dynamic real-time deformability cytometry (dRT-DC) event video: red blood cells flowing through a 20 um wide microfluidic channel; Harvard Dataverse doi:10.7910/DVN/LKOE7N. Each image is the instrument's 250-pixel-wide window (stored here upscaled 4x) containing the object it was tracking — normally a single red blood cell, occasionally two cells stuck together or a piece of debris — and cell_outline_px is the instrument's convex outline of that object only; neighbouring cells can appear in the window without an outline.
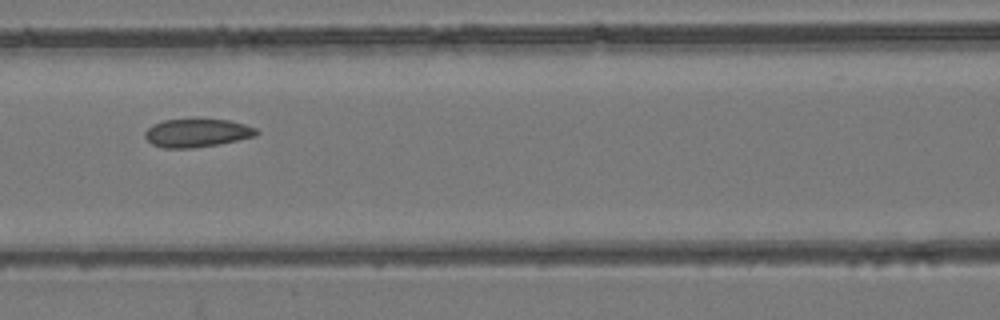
{"species": "common noctule bat (a hibernating species)", "species_latin": "Nyctalus noctula", "temperature_condition": "room temperature", "stored_images_in_passage": 8, "camera_frame_rate_fps": 3000, "um_per_image_px": 0.085, "animal": {"sex": "female", "body_mass_g": 24.6, "forearm_length_mm": 56.2}, "frame": {"image": 1, "passage_image": 6, "time_ms": 7.0, "image_size_px": [1000, 320], "cell_outline_px": [[260, 132], [256, 136], [216, 144], [192, 148], [164, 148], [152, 144], [144, 136], [144, 132], [152, 124], [164, 120], [228, 120], [244, 124], [256, 128]], "centroid_in_image_um": [16.73, 11.3], "position_along_channel_um": 149.9, "area_um2": 18.09}}
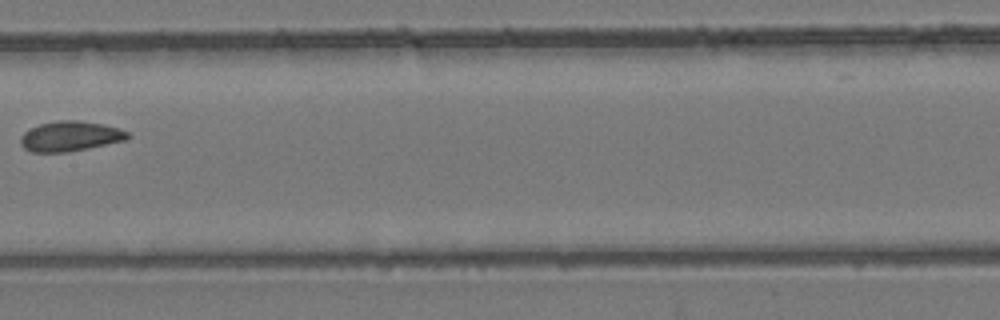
{"frame": {"image": 2, "passage_image": 7, "time_ms": 8.333, "image_size_px": [1000, 320], "cell_outline_px": [[132, 136], [128, 140], [68, 152], [32, 152], [24, 148], [20, 144], [20, 136], [24, 132], [40, 124], [56, 120], [76, 120], [100, 124], [120, 128], [128, 132]], "centroid_in_image_um": [5.99, 11.58], "position_along_channel_um": 201.4, "area_um2": 18.84}}
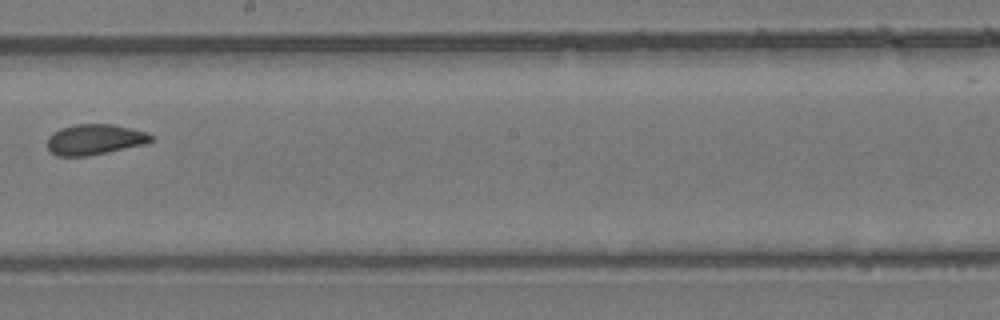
{"frame": {"image": 3, "passage_image": 8, "time_ms": 9.333, "image_size_px": [1000, 320], "cell_outline_px": [[156, 140], [144, 144], [108, 152], [88, 156], [56, 156], [48, 152], [48, 136], [52, 132], [60, 128], [76, 124], [112, 124], [132, 128], [156, 136]], "centroid_in_image_um": [8.05, 11.86], "position_along_channel_um": 240.2, "area_um2": 18.73}}